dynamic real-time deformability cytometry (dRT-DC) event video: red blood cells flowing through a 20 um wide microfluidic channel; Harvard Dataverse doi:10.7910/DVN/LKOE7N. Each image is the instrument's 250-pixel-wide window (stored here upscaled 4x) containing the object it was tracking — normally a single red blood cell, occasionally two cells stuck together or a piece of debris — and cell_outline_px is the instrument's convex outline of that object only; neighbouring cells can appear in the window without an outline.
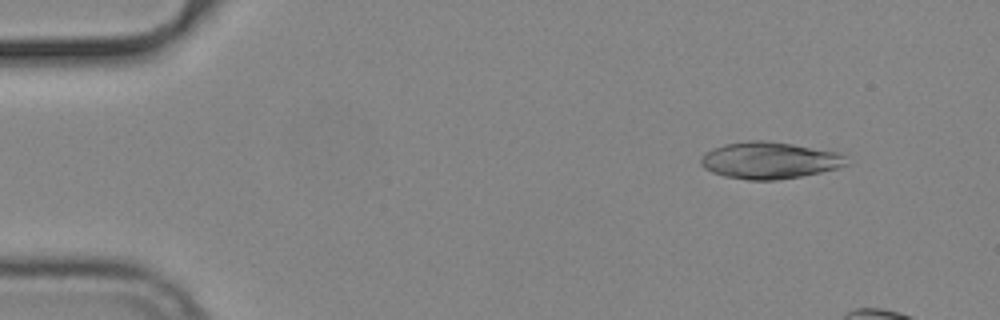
{"species": "common noctule bat (a hibernating species)", "species_latin": "Nyctalus noctula", "temperature_condition": "cold", "stored_images_in_passage": 13, "camera_frame_rate_fps": 3000, "um_per_image_px": 0.085, "animal": {"sex": "male", "body_mass_g": 19.2, "forearm_length_mm": 51.8}, "frame": {"image": 1, "passage_image": 6, "time_ms": 1.667, "image_size_px": [1000, 320], "cell_outline_px": [[848, 164], [836, 168], [820, 172], [800, 176], [776, 180], [748, 180], [724, 176], [712, 172], [704, 168], [700, 164], [700, 156], [704, 152], [712, 148], [724, 144], [748, 140], [764, 140], [792, 144], [840, 152], [844, 156]], "centroid_in_image_um": [65.35, 13.62], "position_along_channel_um": 19.6, "area_um2": 31.33}}